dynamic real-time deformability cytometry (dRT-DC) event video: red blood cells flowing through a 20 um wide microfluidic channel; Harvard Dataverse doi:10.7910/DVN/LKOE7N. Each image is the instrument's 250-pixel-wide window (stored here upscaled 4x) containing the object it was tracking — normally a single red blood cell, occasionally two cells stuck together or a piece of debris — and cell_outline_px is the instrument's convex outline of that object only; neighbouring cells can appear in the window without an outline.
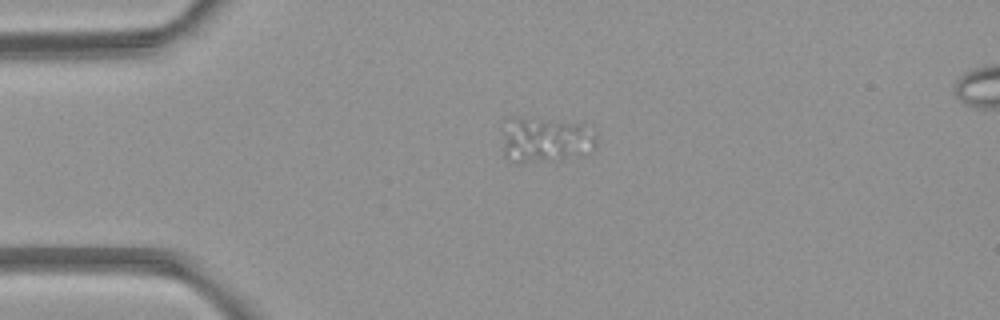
{"species": "common noctule bat (a hibernating species)", "species_latin": "Nyctalus noctula", "temperature_condition": "room temperature", "stored_images_in_passage": 4, "camera_frame_rate_fps": 3000, "um_per_image_px": 0.085, "animal": {"sex": "female", "body_mass_g": 21.9}, "frame": {"image": 1, "passage_image": 1, "time_ms": 0.0, "image_size_px": [1000, 320], "cell_outline_px": [[596, 148], [560, 160], [516, 160], [504, 156], [504, 136], [512, 116], [580, 124], [596, 136]], "centroid_in_image_um": [46.39, 11.87], "position_along_channel_um": 38.6, "area_um2": 23.35}}